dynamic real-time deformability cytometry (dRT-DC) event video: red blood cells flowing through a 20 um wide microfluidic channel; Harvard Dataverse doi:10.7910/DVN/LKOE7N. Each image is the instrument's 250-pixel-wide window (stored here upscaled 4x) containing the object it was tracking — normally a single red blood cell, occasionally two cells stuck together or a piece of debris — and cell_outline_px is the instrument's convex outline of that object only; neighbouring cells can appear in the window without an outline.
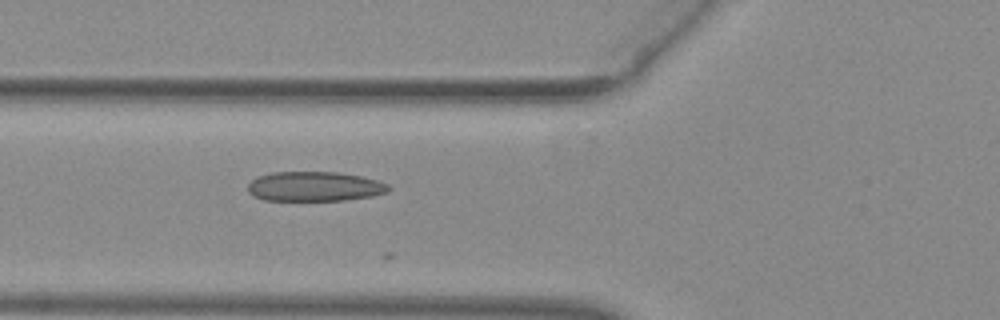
{"species": "common noctule bat (a hibernating species)", "species_latin": "Nyctalus noctula", "temperature_condition": "warm", "stored_images_in_passage": 23, "camera_frame_rate_fps": 3000, "um_per_image_px": 0.085, "animal": {"sex": "female", "body_mass_g": 29.2, "forearm_length_mm": 56.3}, "frame": {"image": 1, "passage_image": 13, "time_ms": 4.0, "image_size_px": [1000, 320], "cell_outline_px": [[392, 188], [388, 192], [372, 196], [344, 200], [264, 200], [252, 196], [248, 192], [248, 184], [252, 180], [260, 176], [272, 172], [336, 172], [360, 176], [376, 180], [388, 184]], "centroid_in_image_um": [26.74, 15.85], "position_along_channel_um": 99.1, "area_um2": 24.28}}
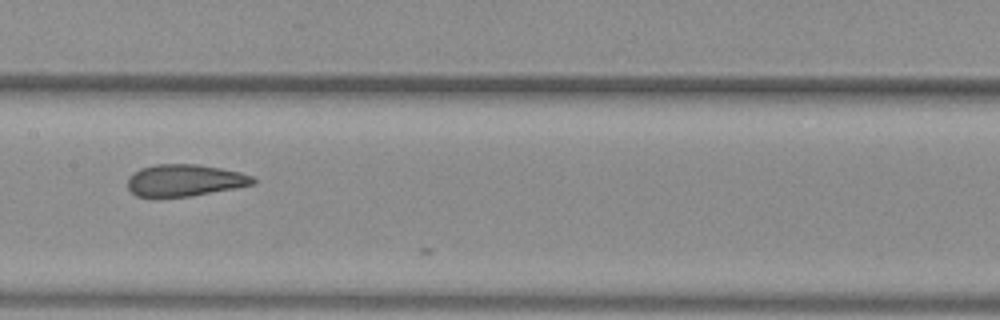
{"frame": {"image": 2, "passage_image": 20, "time_ms": 6.333, "image_size_px": [1000, 320], "cell_outline_px": [[256, 184], [236, 188], [192, 196], [136, 196], [128, 188], [128, 176], [140, 168], [156, 164], [196, 164], [220, 168], [240, 172], [252, 176], [256, 180]], "centroid_in_image_um": [15.72, 15.32], "position_along_channel_um": 191.7, "area_um2": 23.24}}